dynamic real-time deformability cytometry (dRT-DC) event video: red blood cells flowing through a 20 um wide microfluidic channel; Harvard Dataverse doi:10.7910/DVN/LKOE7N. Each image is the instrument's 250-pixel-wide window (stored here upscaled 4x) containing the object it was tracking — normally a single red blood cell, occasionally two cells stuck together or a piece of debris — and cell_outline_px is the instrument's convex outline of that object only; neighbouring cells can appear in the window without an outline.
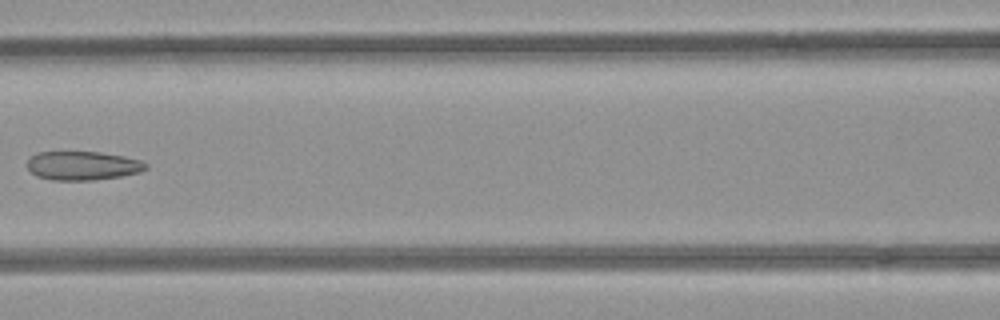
{"species": "common noctule bat (a hibernating species)", "species_latin": "Nyctalus noctula", "temperature_condition": "room temperature", "stored_images_in_passage": 5, "camera_frame_rate_fps": 3000, "um_per_image_px": 0.085, "animal": {"sex": "female", "body_mass_g": 21.9}, "frame": {"image": 1, "passage_image": 5, "time_ms": 1.333, "image_size_px": [1000, 320], "cell_outline_px": [[148, 168], [140, 172], [120, 176], [92, 180], [52, 180], [36, 176], [28, 168], [28, 160], [36, 152], [100, 152], [124, 156], [140, 160], [148, 164]], "centroid_in_image_um": [7.04, 14.08], "position_along_channel_um": 159.6, "area_um2": 19.88}}